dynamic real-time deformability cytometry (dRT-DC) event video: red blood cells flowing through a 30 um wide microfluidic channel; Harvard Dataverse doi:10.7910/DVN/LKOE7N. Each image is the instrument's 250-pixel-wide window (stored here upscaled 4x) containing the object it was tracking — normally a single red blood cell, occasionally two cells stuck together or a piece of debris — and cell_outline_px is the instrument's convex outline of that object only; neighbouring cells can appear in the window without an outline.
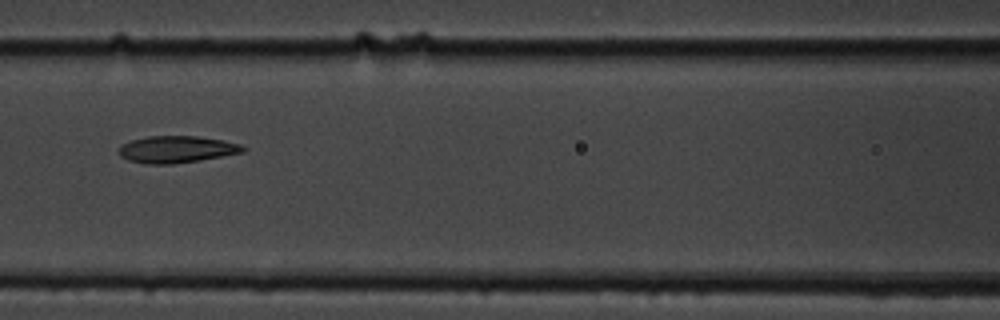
{"species": "common noctule bat (a hibernating species)", "species_latin": "Nyctalus noctula", "temperature_condition": "cold", "stored_images_in_passage": 6, "camera_frame_rate_fps": 3000, "um_per_image_px": 0.085, "animal": {"sex": "male", "body_mass_g": 19.5, "forearm_length_mm": 54.6}, "frame": {"image": 1, "passage_image": 3, "time_ms": 2.333, "image_size_px": [1000, 320], "cell_outline_px": [[248, 148], [244, 152], [200, 160], [172, 164], [144, 164], [128, 160], [120, 156], [120, 144], [132, 140], [148, 136], [196, 136], [224, 140], [240, 144]], "centroid_in_image_um": [15.03, 12.69], "position_along_channel_um": 151.6, "area_um2": 19.54}}
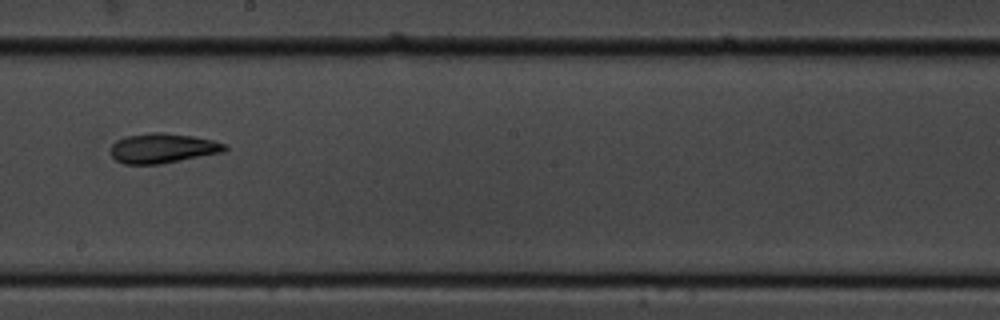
{"frame": {"image": 2, "passage_image": 5, "time_ms": 4.667, "image_size_px": [1000, 320], "cell_outline_px": [[228, 148], [224, 152], [160, 164], [124, 164], [116, 160], [112, 156], [112, 144], [116, 140], [124, 136], [152, 132], [160, 132], [192, 136], [212, 140], [228, 144]], "centroid_in_image_um": [13.84, 12.59], "position_along_channel_um": 234.4, "area_um2": 19.83}}
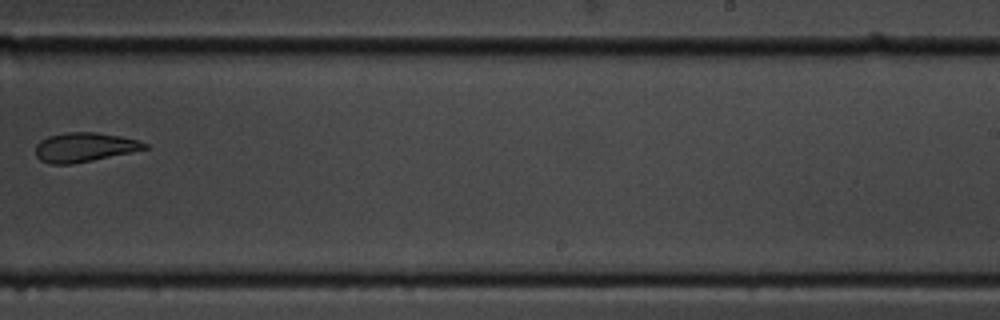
{"frame": {"image": 3, "passage_image": 6, "time_ms": 6.0, "image_size_px": [1000, 320], "cell_outline_px": [[148, 148], [132, 152], [72, 164], [48, 164], [40, 160], [36, 156], [36, 144], [40, 140], [48, 136], [64, 132], [96, 132], [120, 136], [140, 140], [148, 144]], "centroid_in_image_um": [7.16, 12.51], "position_along_channel_um": 281.8, "area_um2": 18.73}}